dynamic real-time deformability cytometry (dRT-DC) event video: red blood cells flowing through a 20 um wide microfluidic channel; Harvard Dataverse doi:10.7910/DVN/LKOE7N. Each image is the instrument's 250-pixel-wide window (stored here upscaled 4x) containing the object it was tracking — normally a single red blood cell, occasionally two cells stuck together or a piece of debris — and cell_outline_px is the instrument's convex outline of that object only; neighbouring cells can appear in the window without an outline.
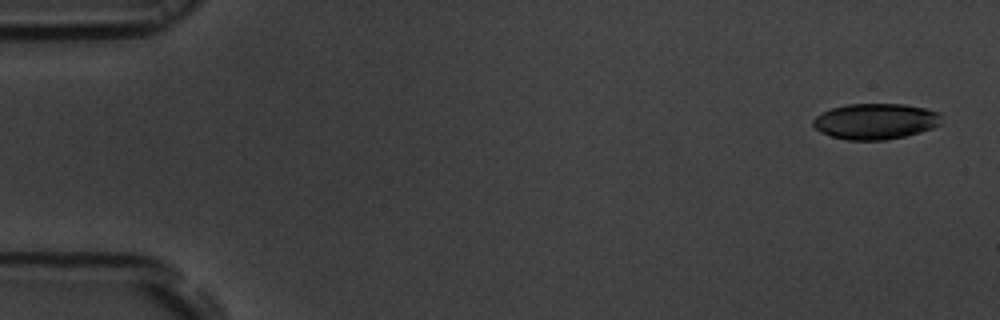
{"species": "common noctule bat (a hibernating species)", "species_latin": "Nyctalus noctula", "temperature_condition": "room temperature", "stored_images_in_passage": 49, "camera_frame_rate_fps": 3000, "um_per_image_px": 0.085, "animal": {"sex": "male", "body_mass_g": 19.5, "forearm_length_mm": 54.6}, "frame": {"image": 1, "passage_image": 2, "time_ms": 0.333, "image_size_px": [1000, 320], "cell_outline_px": [[940, 124], [932, 128], [920, 132], [904, 136], [884, 140], [848, 140], [832, 136], [820, 132], [812, 124], [812, 120], [816, 116], [832, 108], [848, 104], [904, 104], [924, 108], [940, 112]], "centroid_in_image_um": [74.41, 10.31], "position_along_channel_um": 10.6, "area_um2": 26.65}}
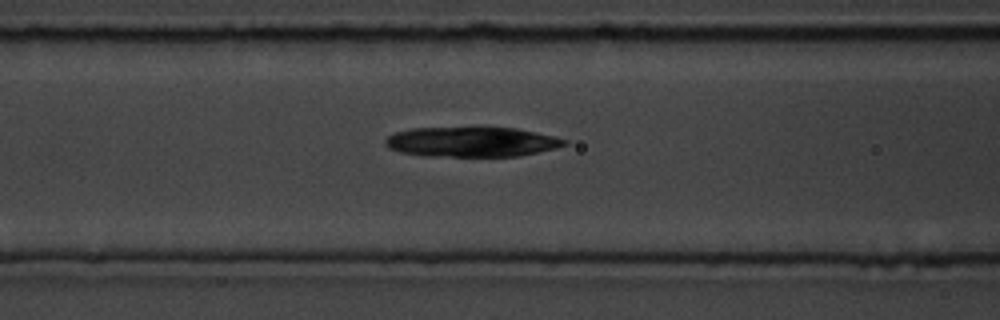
{"frame": {"image": 2, "passage_image": 22, "time_ms": 7.0, "image_size_px": [1000, 320], "cell_outline_px": [[568, 144], [556, 148], [520, 156], [428, 156], [400, 152], [388, 148], [384, 144], [384, 140], [392, 132], [412, 128], [516, 128], [536, 132], [568, 140]], "centroid_in_image_um": [40.06, 12.06], "position_along_channel_um": 126.5, "area_um2": 31.21}}
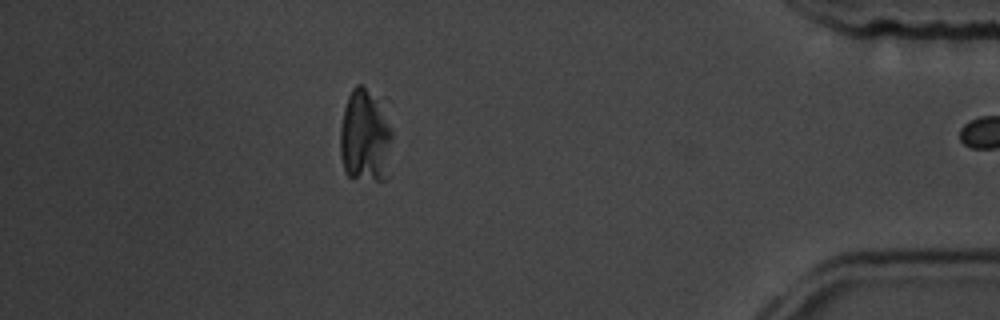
{"frame": {"image": 3, "passage_image": 48, "time_ms": 15.667, "image_size_px": [1000, 320], "cell_outline_px": [[392, 136], [388, 180], [352, 180], [344, 172], [340, 156], [340, 128], [344, 108], [348, 96], [352, 88], [356, 84], [360, 84], [376, 100], [392, 132]], "centroid_in_image_um": [31.0, 11.72], "position_along_channel_um": 404.2, "area_um2": 28.32}}